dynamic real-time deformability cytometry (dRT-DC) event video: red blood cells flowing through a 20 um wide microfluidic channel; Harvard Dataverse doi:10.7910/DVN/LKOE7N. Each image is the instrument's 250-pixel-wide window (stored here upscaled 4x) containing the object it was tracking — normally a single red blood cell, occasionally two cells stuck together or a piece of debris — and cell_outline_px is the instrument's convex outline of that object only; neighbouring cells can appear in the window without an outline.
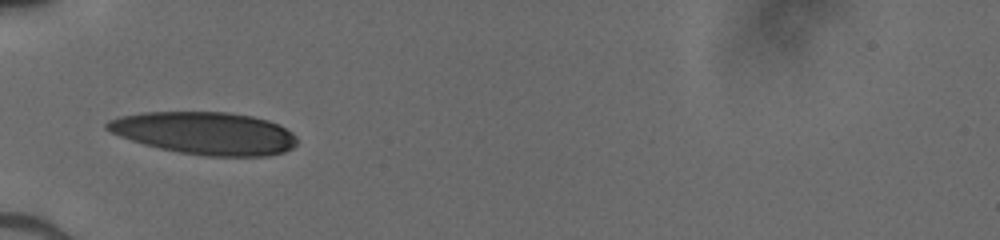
{"species": "human", "species_latin": "Homo sapiens", "temperature_condition": "cold", "stored_images_in_passage": 33, "camera_frame_rate_fps": 3000, "um_per_image_px": 0.085, "donor": {"sex": "male"}, "frame": {"image": 1, "passage_image": 1, "time_ms": 0.0, "image_size_px": [1000, 240], "cell_outline_px": [[296, 144], [292, 148], [284, 152], [268, 156], [204, 156], [180, 152], [160, 148], [144, 144], [120, 136], [104, 128], [104, 124], [108, 120], [120, 116], [140, 112], [228, 112], [252, 116], [268, 120], [292, 132], [296, 136]], "centroid_in_image_um": [17.41, 11.31], "position_along_channel_um": 67.6, "area_um2": 47.05}}
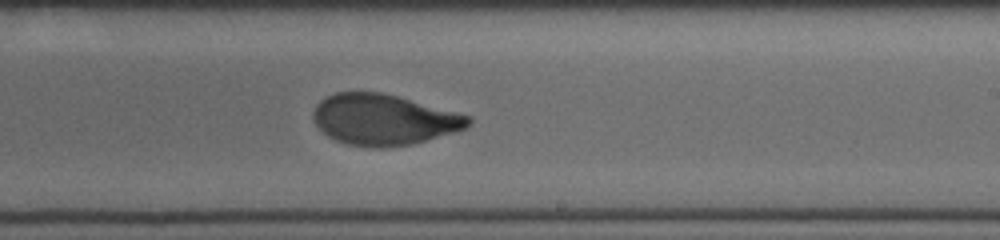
{"frame": {"image": 2, "passage_image": 15, "time_ms": 4.667, "image_size_px": [1000, 240], "cell_outline_px": [[472, 124], [464, 128], [452, 132], [412, 144], [380, 148], [372, 148], [348, 144], [336, 140], [328, 136], [312, 120], [312, 112], [316, 104], [320, 100], [336, 92], [380, 92], [396, 96], [472, 116]], "centroid_in_image_um": [32.59, 10.17], "position_along_channel_um": 256.4, "area_um2": 45.66}}
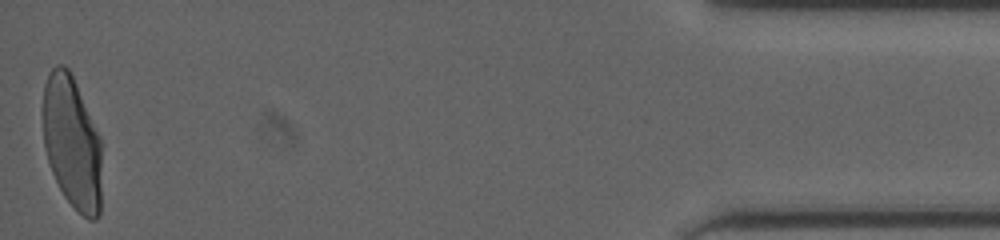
{"frame": {"image": 3, "passage_image": 33, "time_ms": 10.667, "image_size_px": [1000, 240], "cell_outline_px": [[100, 216], [96, 220], [88, 220], [64, 196], [52, 172], [44, 148], [44, 84], [48, 72], [56, 64], [64, 64], [68, 68], [72, 76], [100, 136]], "centroid_in_image_um": [6.12, 12.11], "position_along_channel_um": 429.1, "area_um2": 44.97}}